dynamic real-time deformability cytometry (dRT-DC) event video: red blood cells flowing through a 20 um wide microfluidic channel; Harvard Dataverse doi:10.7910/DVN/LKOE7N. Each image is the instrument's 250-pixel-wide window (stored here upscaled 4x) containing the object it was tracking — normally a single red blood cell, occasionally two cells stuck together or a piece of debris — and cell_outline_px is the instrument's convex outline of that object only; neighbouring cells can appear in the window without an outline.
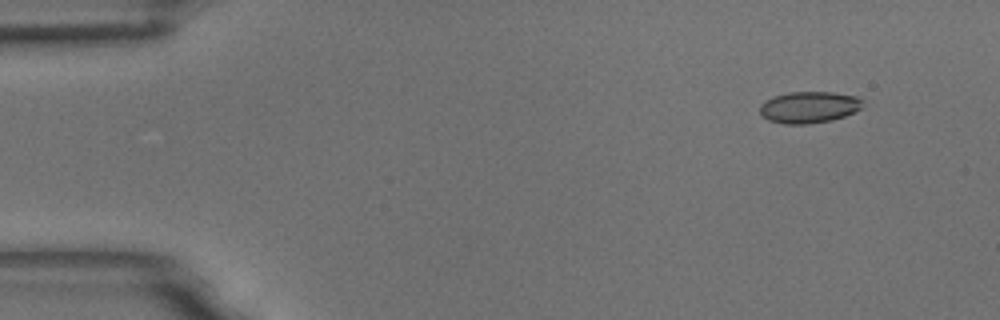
{"species": "common noctule bat (a hibernating species)", "species_latin": "Nyctalus noctula", "temperature_condition": "room temperature", "stored_images_in_passage": 53, "camera_frame_rate_fps": 3000, "um_per_image_px": 0.085, "animal": {"sex": "male", "body_mass_g": 18.8}, "frame": {"image": 1, "passage_image": 1, "time_ms": 0.0, "image_size_px": [1000, 320], "cell_outline_px": [[864, 100], [860, 108], [844, 116], [832, 120], [808, 124], [784, 124], [768, 120], [760, 112], [760, 104], [776, 96], [788, 92], [832, 92], [856, 96]], "centroid_in_image_um": [68.77, 9.11], "position_along_channel_um": 16.2, "area_um2": 18.73}}
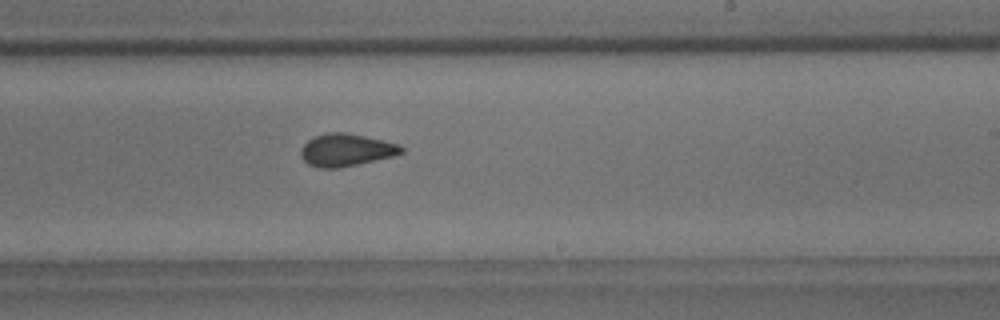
{"frame": {"image": 2, "passage_image": 30, "time_ms": 9.667, "image_size_px": [1000, 320], "cell_outline_px": [[404, 152], [392, 156], [340, 168], [320, 168], [308, 164], [300, 156], [300, 148], [308, 140], [316, 136], [328, 132], [348, 132], [384, 140], [396, 144], [404, 148]], "centroid_in_image_um": [29.39, 12.74], "position_along_channel_um": 259.6, "area_um2": 19.02}}
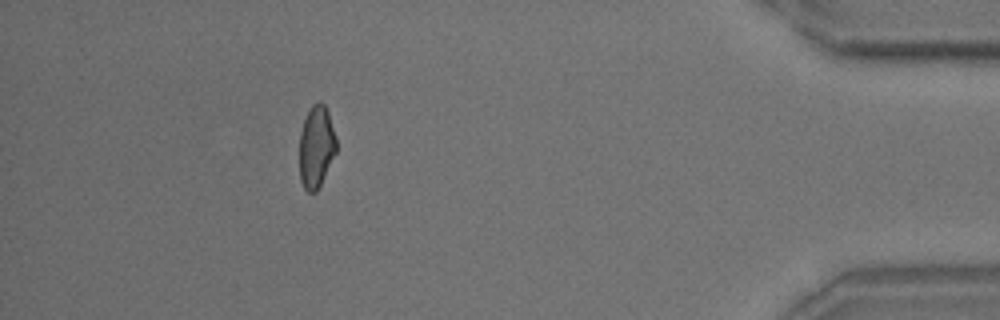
{"frame": {"image": 3, "passage_image": 47, "time_ms": 15.333, "image_size_px": [1000, 320], "cell_outline_px": [[336, 152], [316, 192], [308, 192], [304, 188], [300, 180], [300, 132], [304, 120], [312, 104], [320, 100], [324, 104], [328, 112], [336, 136]], "centroid_in_image_um": [26.88, 12.45], "position_along_channel_um": 408.3, "area_um2": 17.51}, "authors_computed_cell_mechanics": {"area_um2": 18.9584, "velocity_mm_per_s": 3.5585, "shape_relaxation_time_tau1_ms": 7.1565, "shape_relaxation_time_tau2_ms": 1.486, "deformation_change_tau1": 0.1275, "deformation_change_tau2": 0.0606}}